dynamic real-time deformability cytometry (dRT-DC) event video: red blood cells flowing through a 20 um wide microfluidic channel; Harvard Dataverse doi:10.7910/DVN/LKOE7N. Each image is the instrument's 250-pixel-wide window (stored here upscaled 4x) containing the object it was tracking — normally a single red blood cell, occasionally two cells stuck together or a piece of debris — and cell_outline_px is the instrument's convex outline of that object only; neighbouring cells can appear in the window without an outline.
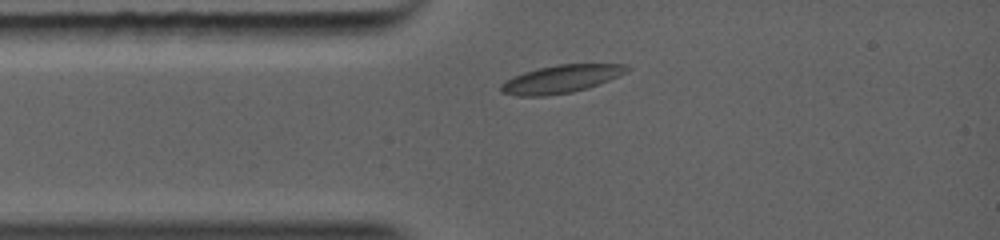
{"species": "common noctule bat (a hibernating species)", "species_latin": "Nyctalus noctula", "temperature_condition": "warm", "stored_images_in_passage": 38, "camera_frame_rate_fps": 5000, "um_per_image_px": 0.085, "animal": {"sex": "female", "body_mass_g": 19.0, "forearm_length_mm": 56.7}, "frame": {"image": 1, "passage_image": 1, "time_ms": 0.0, "image_size_px": [1000, 240], "cell_outline_px": [[632, 68], [628, 72], [620, 76], [588, 88], [572, 92], [548, 96], [516, 96], [500, 92], [500, 84], [504, 80], [512, 76], [524, 72], [540, 68], [560, 64], [628, 64]], "centroid_in_image_um": [47.7, 6.72], "position_along_channel_um": 37.3, "area_um2": 20.75}}
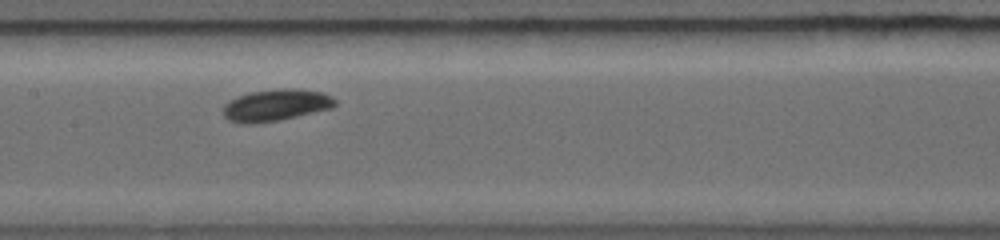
{"frame": {"image": 2, "passage_image": 20, "time_ms": 3.2, "image_size_px": [1000, 240], "cell_outline_px": [[336, 104], [332, 108], [272, 120], [232, 120], [224, 112], [224, 104], [228, 100], [248, 92], [276, 88], [300, 88], [324, 92], [332, 96], [336, 100]], "centroid_in_image_um": [23.56, 8.83], "position_along_channel_um": 183.8, "area_um2": 19.71}}
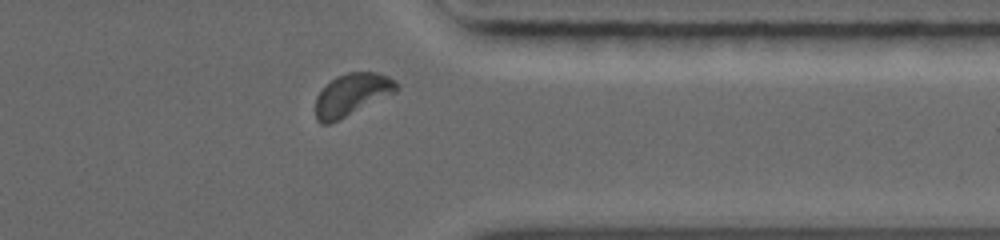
{"frame": {"image": 3, "passage_image": 35, "time_ms": 7.4, "image_size_px": [1000, 240], "cell_outline_px": [[400, 88], [396, 92], [328, 124], [324, 124], [316, 116], [316, 96], [336, 76], [348, 72], [376, 72], [388, 76], [396, 80], [400, 84]], "centroid_in_image_um": [29.97, 8.0], "position_along_channel_um": 381.4, "area_um2": 19.48}}